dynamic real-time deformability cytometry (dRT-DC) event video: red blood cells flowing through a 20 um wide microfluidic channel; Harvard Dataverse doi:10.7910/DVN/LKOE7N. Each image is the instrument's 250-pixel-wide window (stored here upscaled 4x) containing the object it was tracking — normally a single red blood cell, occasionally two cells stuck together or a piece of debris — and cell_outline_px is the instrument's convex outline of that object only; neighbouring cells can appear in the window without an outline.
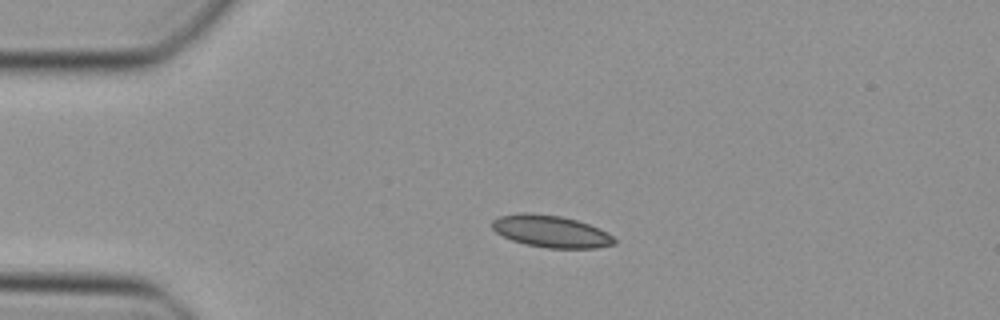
{"species": "Egyptian fruit bat (a non-hibernating species)", "species_latin": "Rousettus aegyptiacus", "temperature_condition": "cold", "stored_images_in_passage": 38, "camera_frame_rate_fps": 3000, "um_per_image_px": 0.085, "animal": {"sex": "female"}, "frame": {"image": 1, "passage_image": 1, "time_ms": 0.0, "image_size_px": [1000, 320], "cell_outline_px": [[616, 244], [596, 248], [544, 248], [524, 244], [512, 240], [496, 232], [492, 228], [492, 220], [500, 216], [520, 212], [532, 212], [560, 216], [576, 220], [588, 224], [612, 236], [616, 240]], "centroid_in_image_um": [46.79, 19.66], "position_along_channel_um": 38.2, "area_um2": 22.77}}
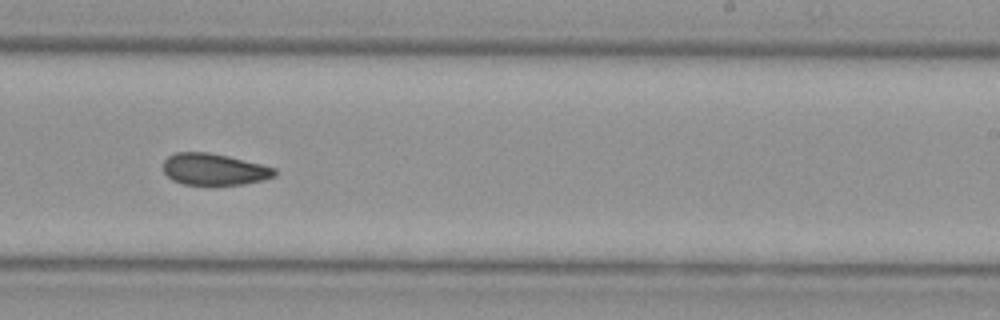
{"frame": {"image": 2, "passage_image": 20, "time_ms": 6.333, "image_size_px": [1000, 320], "cell_outline_px": [[276, 176], [264, 180], [244, 184], [212, 188], [184, 184], [172, 180], [164, 172], [164, 160], [168, 156], [176, 152], [208, 152], [228, 156], [276, 168]], "centroid_in_image_um": [18.21, 14.44], "position_along_channel_um": 270.8, "area_um2": 21.27}}
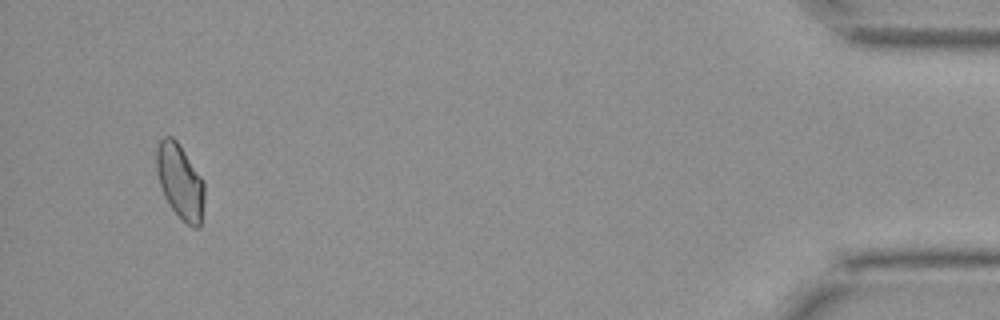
{"frame": {"image": 3, "passage_image": 36, "time_ms": 11.667, "image_size_px": [1000, 320], "cell_outline_px": [[204, 200], [200, 228], [192, 228], [172, 208], [164, 196], [160, 184], [156, 168], [156, 148], [160, 140], [164, 136], [172, 136], [176, 140], [204, 180]], "centroid_in_image_um": [15.31, 15.41], "position_along_channel_um": 419.9, "area_um2": 20.75}}